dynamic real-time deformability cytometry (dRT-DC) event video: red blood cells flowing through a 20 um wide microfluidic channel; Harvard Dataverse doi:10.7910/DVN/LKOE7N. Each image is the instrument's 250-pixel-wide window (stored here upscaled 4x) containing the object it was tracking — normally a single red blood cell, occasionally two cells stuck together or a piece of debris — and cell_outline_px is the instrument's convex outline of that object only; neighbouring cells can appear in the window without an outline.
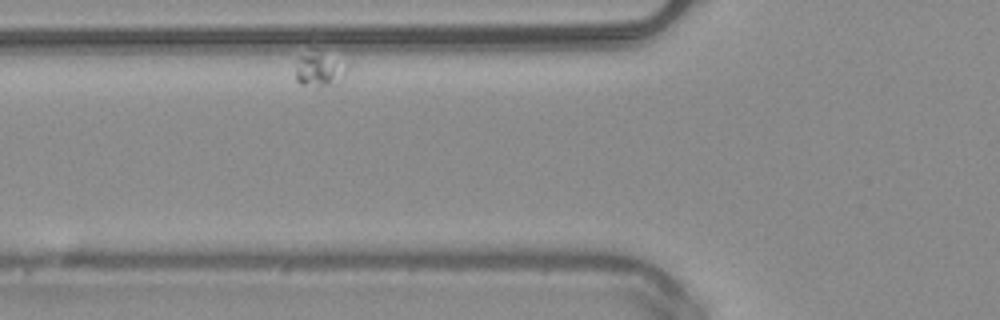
{"species": "common noctule bat (a hibernating species)", "species_latin": "Nyctalus noctula", "temperature_condition": "warm", "stored_images_in_passage": 25, "camera_frame_rate_fps": 3000, "um_per_image_px": 0.085, "animal": {"sex": "male", "body_mass_g": 20.4}, "frame": {"image": 1, "passage_image": 9, "time_ms": 2.667, "image_size_px": [1000, 320], "cell_outline_px": [[348, 68], [344, 76], [340, 80], [320, 88], [316, 88], [300, 84], [296, 80], [296, 68], [300, 56], [312, 48], [348, 64]], "centroid_in_image_um": [27.14, 5.9], "position_along_channel_um": 98.7, "area_um2": 10.46}}
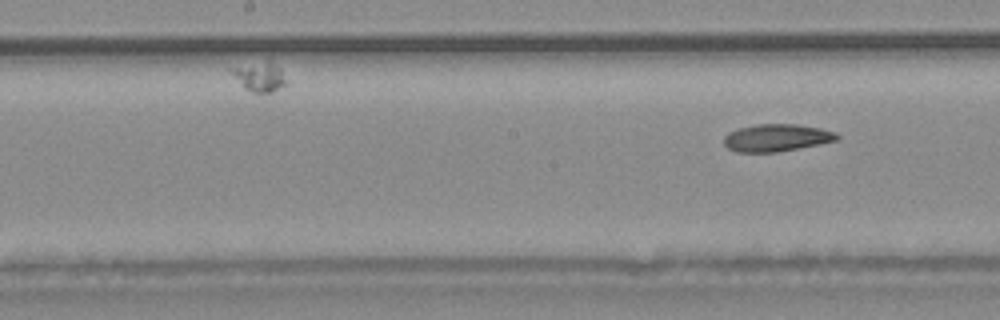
{"frame": {"image": 2, "passage_image": 25, "time_ms": 8.0, "image_size_px": [1000, 320], "cell_outline_px": [[840, 136], [836, 140], [820, 144], [776, 152], [736, 152], [728, 148], [724, 144], [724, 136], [728, 132], [736, 128], [756, 124], [796, 124], [820, 128], [836, 132]], "centroid_in_image_um": [65.98, 11.7], "position_along_channel_um": 182.2, "area_um2": 18.09}}